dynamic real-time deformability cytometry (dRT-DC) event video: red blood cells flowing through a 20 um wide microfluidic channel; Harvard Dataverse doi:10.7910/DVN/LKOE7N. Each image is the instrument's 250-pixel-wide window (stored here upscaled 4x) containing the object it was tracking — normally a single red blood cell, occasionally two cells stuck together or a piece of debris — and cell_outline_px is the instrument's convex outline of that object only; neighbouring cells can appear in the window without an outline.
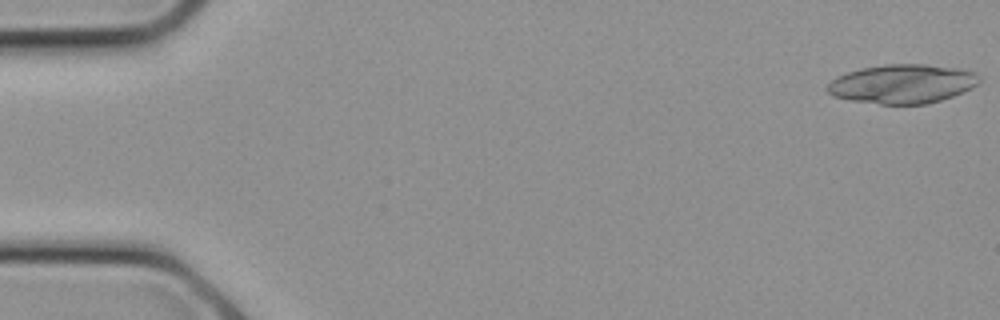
{"species": "common noctule bat (a hibernating species)", "species_latin": "Nyctalus noctula", "temperature_condition": "cold", "stored_images_in_passage": 17, "segment_of_instrument_passage": [1, 2], "camera_frame_rate_fps": 3000, "um_per_image_px": 0.085, "animal": {"sex": "female", "body_mass_g": 21.9}, "frame": {"image": 1, "passage_image": 1, "time_ms": 0.0, "image_size_px": [1000, 320], "cell_outline_px": [[980, 80], [972, 88], [952, 96], [928, 104], [880, 104], [852, 100], [832, 96], [824, 88], [836, 76], [860, 68], [884, 64], [928, 64], [956, 68], [976, 72], [980, 76]], "centroid_in_image_um": [76.69, 7.12], "position_along_channel_um": 8.3, "area_um2": 34.68}}